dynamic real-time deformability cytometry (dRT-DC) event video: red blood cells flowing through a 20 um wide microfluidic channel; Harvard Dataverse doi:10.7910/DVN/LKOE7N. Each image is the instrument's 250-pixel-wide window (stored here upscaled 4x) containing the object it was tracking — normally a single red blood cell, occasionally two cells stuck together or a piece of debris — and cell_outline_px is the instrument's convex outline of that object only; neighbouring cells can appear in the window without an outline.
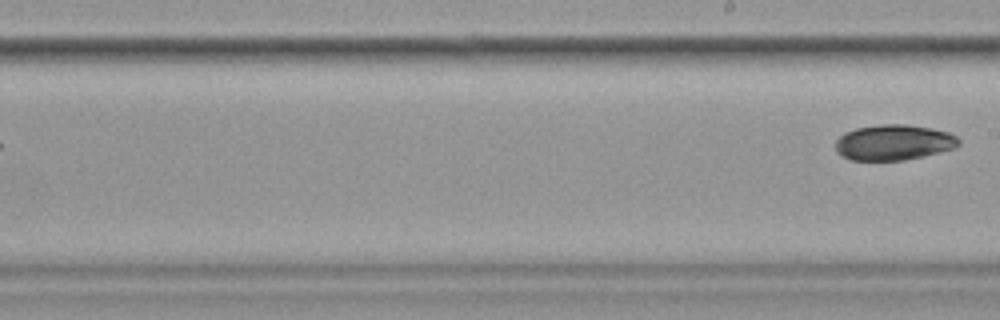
{"species": "common noctule bat (a hibernating species)", "species_latin": "Nyctalus noctula", "temperature_condition": "cold", "stored_images_in_passage": 9, "segment_of_instrument_passage": [2, 2], "camera_frame_rate_fps": 3000, "um_per_image_px": 0.085, "animal": {"sex": "female", "body_mass_g": 19.9}, "frame": {"image": 1, "passage_image": 9, "time_ms": 10.0, "image_size_px": [1000, 320], "cell_outline_px": [[960, 144], [956, 148], [904, 160], [848, 160], [840, 156], [836, 152], [836, 140], [844, 132], [856, 128], [880, 124], [904, 124], [932, 128], [948, 132], [956, 136], [960, 140]], "centroid_in_image_um": [75.94, 12.1], "position_along_channel_um": 213.1, "area_um2": 25.66}}